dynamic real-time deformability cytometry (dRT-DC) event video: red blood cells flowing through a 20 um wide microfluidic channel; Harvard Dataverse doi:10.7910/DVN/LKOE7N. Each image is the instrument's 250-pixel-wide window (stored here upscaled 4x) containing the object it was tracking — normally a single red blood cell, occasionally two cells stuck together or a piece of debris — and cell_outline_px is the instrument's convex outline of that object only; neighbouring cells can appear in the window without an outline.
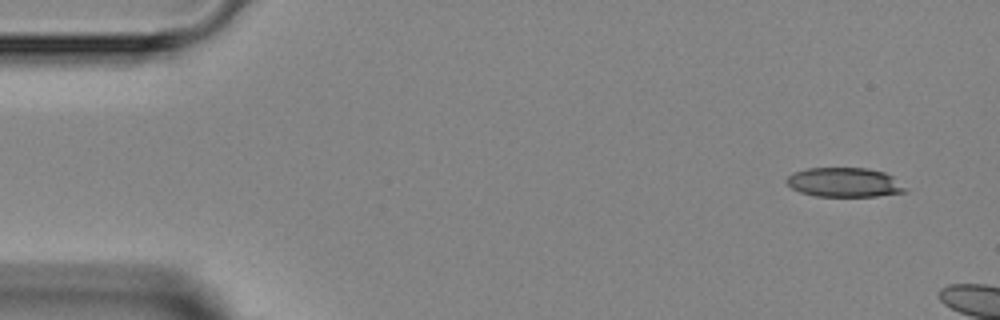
{"species": "Egyptian fruit bat (a non-hibernating species)", "species_latin": "Rousettus aegyptiacus", "temperature_condition": "room temperature", "stored_images_in_passage": 6, "camera_frame_rate_fps": 3000, "um_per_image_px": 0.085, "animal": {"sex": "female"}, "frame": {"image": 1, "passage_image": 1, "time_ms": 0.0, "image_size_px": [1000, 320], "cell_outline_px": [[908, 188], [904, 192], [876, 196], [816, 196], [800, 192], [792, 188], [784, 180], [792, 172], [808, 168], [868, 168], [884, 172], [892, 176]], "centroid_in_image_um": [71.76, 15.49], "position_along_channel_um": 13.2, "area_um2": 20.35}}
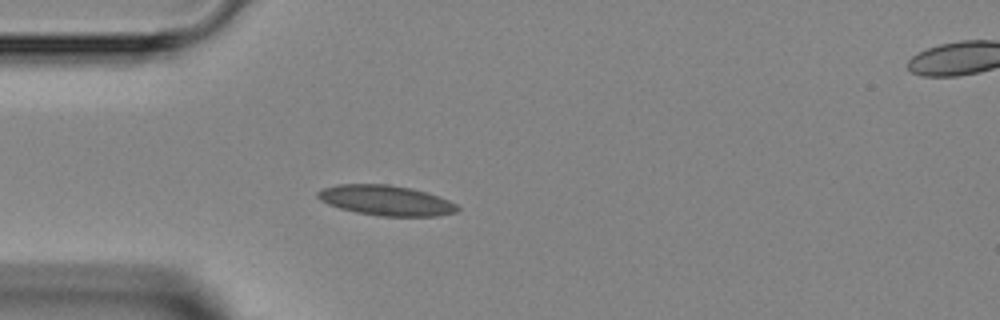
{"frame": {"image": 2, "passage_image": 5, "time_ms": 5.333, "image_size_px": [1000, 320], "cell_outline_px": [[460, 208], [456, 212], [436, 216], [380, 216], [356, 212], [340, 208], [328, 204], [320, 200], [316, 196], [316, 192], [324, 188], [336, 184], [388, 184], [412, 188], [448, 200], [456, 204]], "centroid_in_image_um": [32.78, 17.03], "position_along_channel_um": 52.2, "area_um2": 24.45}}